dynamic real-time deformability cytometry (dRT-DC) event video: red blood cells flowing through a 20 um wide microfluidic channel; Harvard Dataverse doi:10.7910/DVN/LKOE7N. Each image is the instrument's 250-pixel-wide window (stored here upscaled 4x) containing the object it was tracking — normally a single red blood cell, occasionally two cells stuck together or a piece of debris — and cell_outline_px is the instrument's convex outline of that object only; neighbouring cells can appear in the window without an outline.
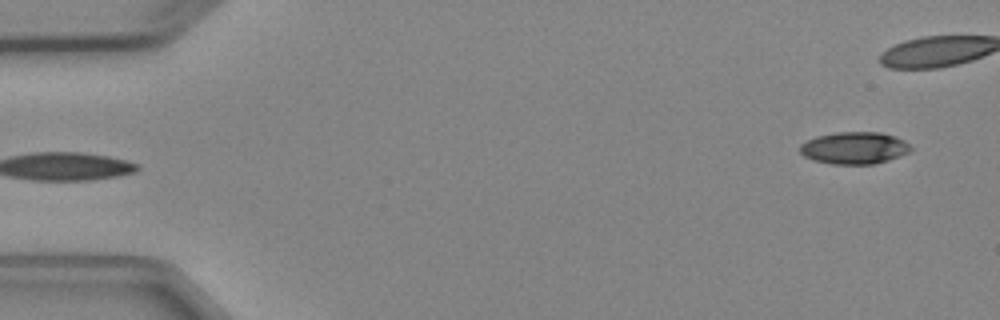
{"species": "Egyptian fruit bat (a non-hibernating species)", "species_latin": "Rousettus aegyptiacus", "temperature_condition": "cold", "stored_images_in_passage": 5, "segment_of_instrument_passage": [2, 2], "camera_frame_rate_fps": 3000, "um_per_image_px": 0.085, "animal": {"sex": "female"}, "frame": {"image": 1, "passage_image": 5, "time_ms": 4.667, "image_size_px": [1000, 320], "cell_outline_px": [[912, 148], [908, 152], [900, 156], [888, 160], [872, 164], [832, 164], [816, 160], [804, 156], [800, 152], [800, 144], [816, 136], [836, 132], [880, 132], [896, 136], [904, 140]], "centroid_in_image_um": [72.63, 12.57], "position_along_channel_um": 12.4, "area_um2": 20.63}}